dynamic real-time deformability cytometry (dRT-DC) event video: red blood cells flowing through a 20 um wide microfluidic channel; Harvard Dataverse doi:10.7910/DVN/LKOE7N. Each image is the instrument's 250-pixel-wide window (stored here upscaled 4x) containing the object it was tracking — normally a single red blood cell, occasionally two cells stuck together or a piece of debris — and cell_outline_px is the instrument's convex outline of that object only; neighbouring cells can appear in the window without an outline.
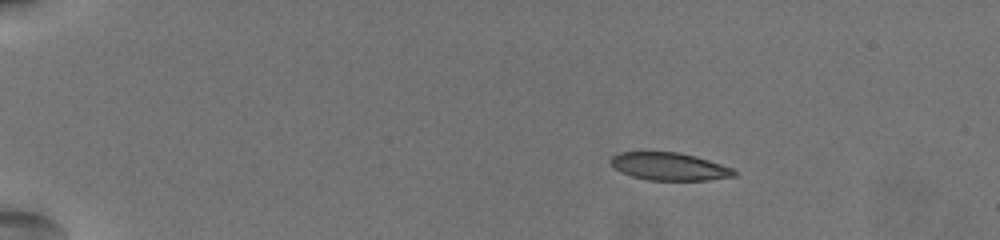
{"species": "common noctule bat (a hibernating species)", "species_latin": "Nyctalus noctula", "temperature_condition": "warm", "stored_images_in_passage": 51, "camera_frame_rate_fps": 3000, "um_per_image_px": 0.085, "animal": {"sex": "female", "body_mass_g": 19.5, "forearm_length_mm": 54.1}, "frame": {"image": 1, "passage_image": 1, "time_ms": 0.0, "image_size_px": [1000, 240], "cell_outline_px": [[736, 176], [708, 180], [648, 180], [632, 176], [616, 168], [608, 160], [612, 156], [620, 152], [676, 152], [696, 156], [732, 168], [736, 172]], "centroid_in_image_um": [56.9, 14.15], "position_along_channel_um": 28.1, "area_um2": 19.71}}
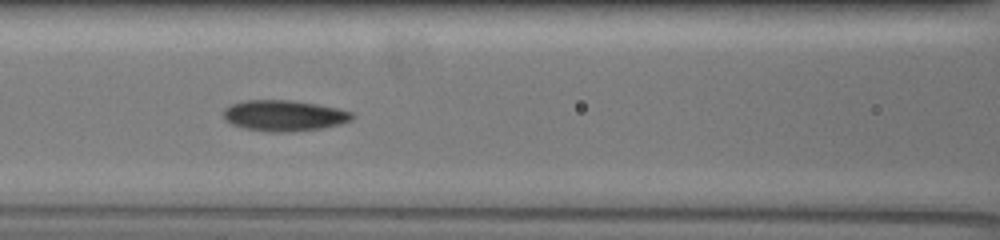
{"frame": {"image": 2, "passage_image": 20, "time_ms": 6.333, "image_size_px": [1000, 240], "cell_outline_px": [[352, 120], [340, 124], [324, 128], [292, 132], [268, 132], [244, 128], [232, 124], [224, 120], [224, 108], [232, 104], [244, 100], [288, 100], [316, 104], [336, 108], [352, 112]], "centroid_in_image_um": [24.13, 9.84], "position_along_channel_um": 142.5, "area_um2": 23.18}}
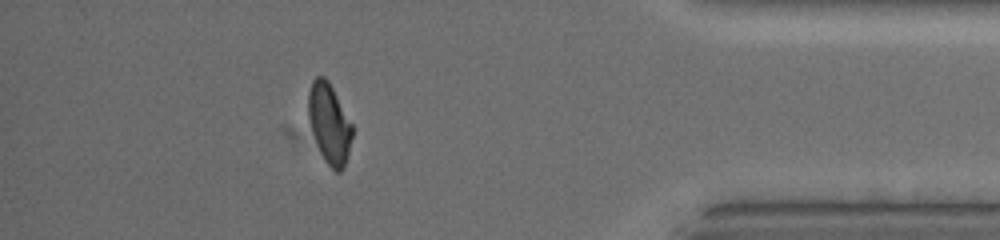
{"frame": {"image": 3, "passage_image": 45, "time_ms": 14.667, "image_size_px": [1000, 240], "cell_outline_px": [[352, 136], [344, 168], [340, 172], [336, 172], [324, 160], [320, 152], [312, 132], [308, 120], [308, 92], [312, 80], [316, 76], [324, 76], [328, 80], [352, 124]], "centroid_in_image_um": [27.97, 10.48], "position_along_channel_um": 407.2, "area_um2": 20.35}, "authors_computed_cell_mechanics": {"area_um2": 21.964, "velocity_mm_per_s": 3.5525, "shape_relaxation_time_tau1_ms": 6.2757, "shape_relaxation_time_tau2_ms": 2.0929, "deformation_change_tau1": 0.1755, "deformation_change_tau2": 0.0621}}